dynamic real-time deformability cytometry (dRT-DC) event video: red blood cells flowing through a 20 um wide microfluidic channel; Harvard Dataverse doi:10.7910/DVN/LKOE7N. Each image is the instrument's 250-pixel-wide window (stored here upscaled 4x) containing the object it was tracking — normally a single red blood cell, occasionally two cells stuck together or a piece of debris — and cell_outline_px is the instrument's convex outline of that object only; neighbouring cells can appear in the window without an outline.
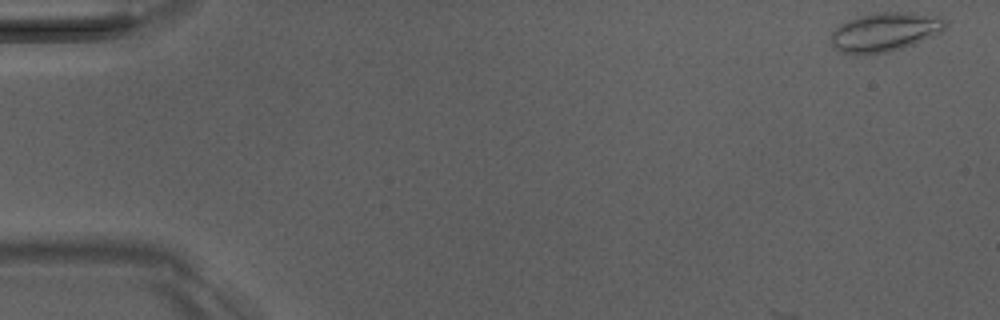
{"species": "Egyptian fruit bat (a non-hibernating species)", "species_latin": "Rousettus aegyptiacus", "temperature_condition": "room temperature", "stored_images_in_passage": 14, "camera_frame_rate_fps": 3000, "um_per_image_px": 0.085, "animal": {"sex": "male"}, "frame": {"image": 1, "passage_image": 1, "time_ms": 0.0, "image_size_px": [1000, 320], "cell_outline_px": [[948, 24], [940, 32], [932, 36], [912, 44], [888, 52], [856, 56], [840, 52], [832, 44], [832, 32], [840, 24], [848, 20], [872, 12], [908, 12], [940, 16], [948, 20]], "centroid_in_image_um": [75.21, 2.72], "position_along_channel_um": 9.8, "area_um2": 26.13}}